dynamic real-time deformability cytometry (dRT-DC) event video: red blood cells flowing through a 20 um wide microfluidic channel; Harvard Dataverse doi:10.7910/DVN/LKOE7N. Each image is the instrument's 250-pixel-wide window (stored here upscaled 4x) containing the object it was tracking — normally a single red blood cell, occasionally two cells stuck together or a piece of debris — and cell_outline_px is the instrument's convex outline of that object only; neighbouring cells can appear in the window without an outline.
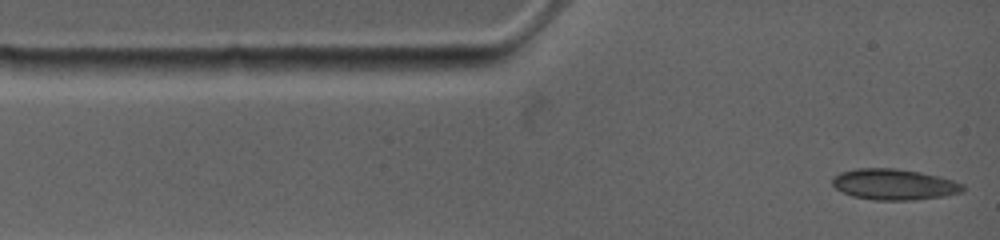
{"species": "common noctule bat (a hibernating species)", "species_latin": "Nyctalus noctula", "temperature_condition": "warm", "stored_images_in_passage": 8, "camera_frame_rate_fps": 4500, "um_per_image_px": 0.085, "animal": {"sex": "female", "body_mass_g": 19.0, "forearm_length_mm": 53.3}, "frame": {"image": 1, "passage_image": 1, "time_ms": 0.0, "image_size_px": [1000, 240], "cell_outline_px": [[964, 192], [944, 196], [908, 200], [876, 200], [852, 196], [836, 188], [832, 184], [832, 176], [840, 172], [856, 168], [896, 168], [920, 172], [940, 176], [964, 184]], "centroid_in_image_um": [76.0, 15.66], "position_along_channel_um": 9.0, "area_um2": 23.58}}
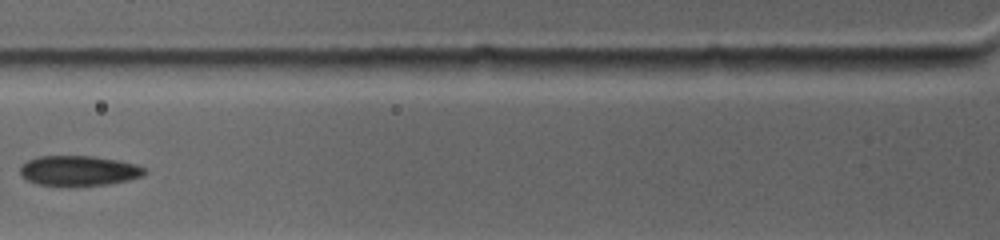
{"frame": {"image": 2, "passage_image": 6, "time_ms": 3.778, "image_size_px": [1000, 240], "cell_outline_px": [[144, 172], [140, 176], [128, 180], [108, 184], [36, 184], [20, 176], [20, 168], [28, 160], [36, 156], [92, 156], [116, 160], [136, 164], [144, 168]], "centroid_in_image_um": [6.65, 14.48], "position_along_channel_um": 119.1, "area_um2": 21.15}}
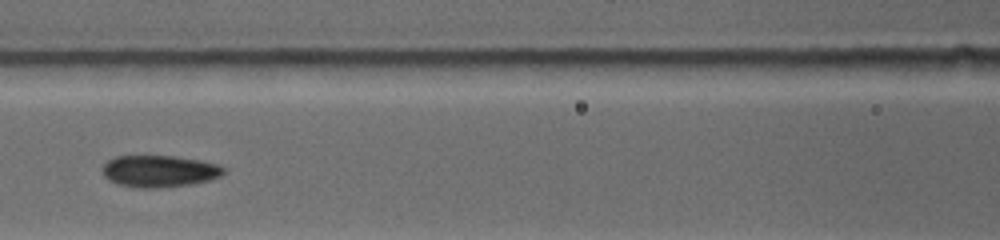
{"frame": {"image": 3, "passage_image": 7, "time_ms": 4.667, "image_size_px": [1000, 240], "cell_outline_px": [[224, 172], [220, 176], [208, 180], [192, 184], [160, 188], [140, 188], [120, 184], [108, 180], [100, 172], [100, 168], [108, 160], [116, 156], [172, 156], [200, 160], [220, 164], [224, 168]], "centroid_in_image_um": [13.51, 14.55], "position_along_channel_um": 153.1, "area_um2": 22.6}}